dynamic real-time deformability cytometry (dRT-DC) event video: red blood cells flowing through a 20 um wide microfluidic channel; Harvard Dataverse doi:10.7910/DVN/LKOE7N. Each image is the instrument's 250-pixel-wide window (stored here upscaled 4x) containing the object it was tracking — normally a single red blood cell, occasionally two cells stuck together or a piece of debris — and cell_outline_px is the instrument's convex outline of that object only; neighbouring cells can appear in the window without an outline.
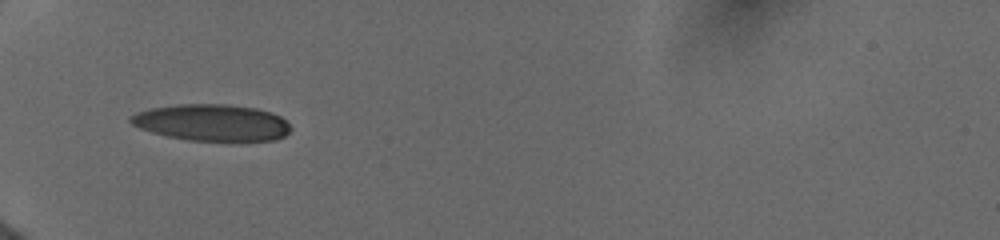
{"species": "human", "species_latin": "Homo sapiens", "temperature_condition": "cold", "stored_images_in_passage": 40, "camera_frame_rate_fps": 3000, "um_per_image_px": 0.085, "donor": {"sex": "female"}, "frame": {"image": 1, "passage_image": 1, "time_ms": 0.0, "image_size_px": [1000, 240], "cell_outline_px": [[292, 128], [284, 136], [272, 140], [188, 140], [168, 136], [152, 132], [140, 128], [132, 124], [128, 120], [128, 116], [136, 112], [152, 108], [176, 104], [224, 104], [256, 108], [272, 112], [280, 116]], "centroid_in_image_um": [17.98, 10.4], "position_along_channel_um": 67.0, "area_um2": 33.93}}
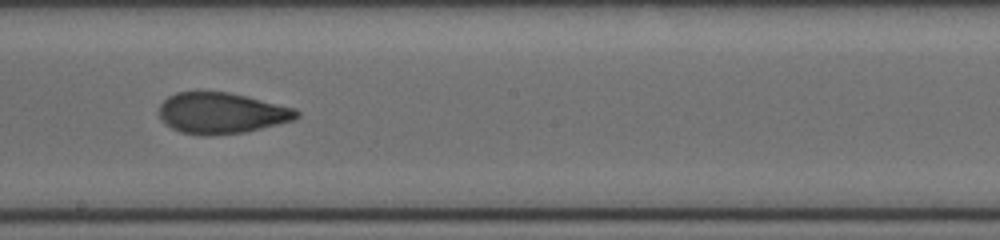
{"frame": {"image": 2, "passage_image": 23, "time_ms": 4.333, "image_size_px": [1000, 240], "cell_outline_px": [[300, 116], [292, 120], [244, 132], [208, 136], [204, 136], [180, 132], [164, 124], [160, 120], [160, 104], [168, 96], [176, 92], [228, 92], [296, 108], [300, 112]], "centroid_in_image_um": [18.8, 9.62], "position_along_channel_um": 229.4, "area_um2": 32.77}}
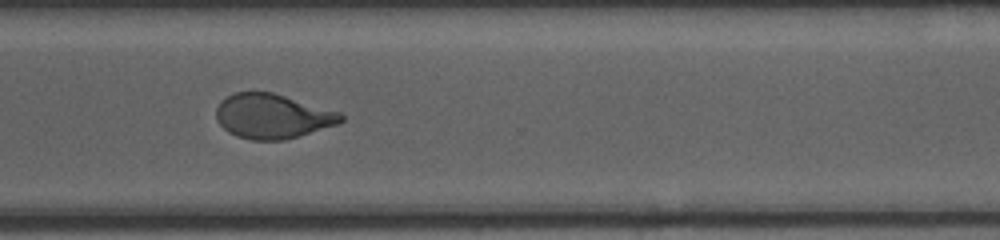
{"frame": {"image": 3, "passage_image": 39, "time_ms": 7.333, "image_size_px": [1000, 240], "cell_outline_px": [[344, 120], [336, 124], [284, 140], [252, 140], [236, 136], [228, 132], [220, 124], [216, 116], [216, 108], [220, 100], [236, 92], [272, 92], [340, 112], [344, 116]], "centroid_in_image_um": [23.13, 9.87], "position_along_channel_um": 347.5, "area_um2": 32.14}}